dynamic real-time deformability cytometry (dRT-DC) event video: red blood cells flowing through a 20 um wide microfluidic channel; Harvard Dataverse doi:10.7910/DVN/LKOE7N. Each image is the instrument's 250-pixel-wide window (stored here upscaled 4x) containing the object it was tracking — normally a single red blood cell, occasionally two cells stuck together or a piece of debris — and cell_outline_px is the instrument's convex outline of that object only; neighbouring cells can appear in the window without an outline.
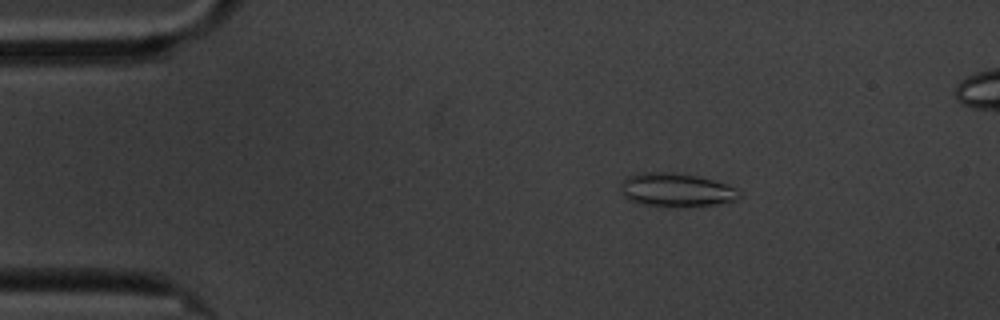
{"species": "common noctule bat (a hibernating species)", "species_latin": "Nyctalus noctula", "temperature_condition": "cold", "stored_images_in_passage": 58, "camera_frame_rate_fps": 3000, "um_per_image_px": 0.085, "animal": {"sex": "male", "body_mass_g": 20.1, "forearm_length_mm": 53.5}, "frame": {"image": 1, "passage_image": 10, "time_ms": 3.0, "image_size_px": [1000, 320], "cell_outline_px": [[740, 196], [736, 200], [720, 204], [644, 204], [628, 200], [620, 192], [624, 180], [628, 176], [640, 172], [676, 172], [700, 176], [724, 184], [740, 192]], "centroid_in_image_um": [57.45, 16.09], "position_along_channel_um": 27.6, "area_um2": 22.31}}
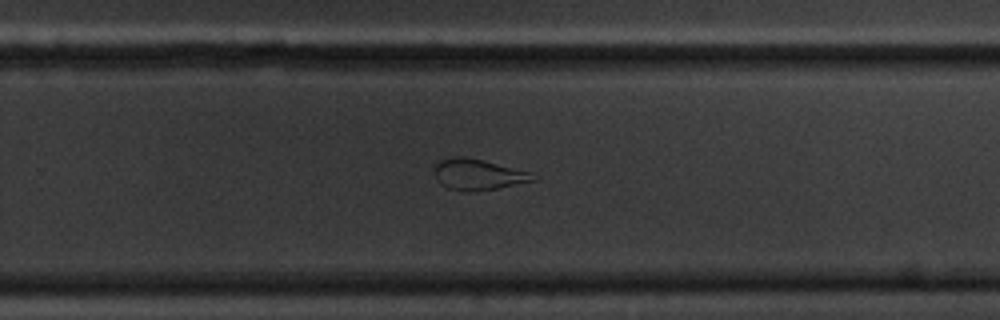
{"frame": {"image": 2, "passage_image": 38, "time_ms": 12.333, "image_size_px": [1000, 320], "cell_outline_px": [[540, 176], [536, 180], [496, 188], [468, 192], [448, 188], [440, 184], [436, 180], [436, 164], [440, 160], [456, 156], [460, 156], [484, 160], [528, 172]], "centroid_in_image_um": [40.64, 14.83], "position_along_channel_um": 289.2, "area_um2": 17.51}}
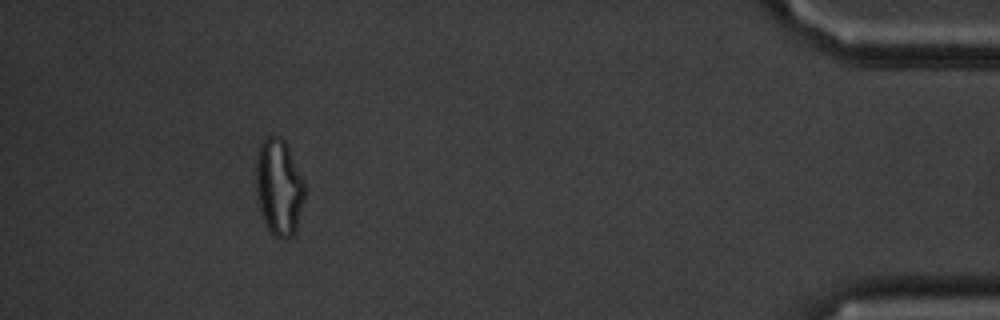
{"frame": {"image": 3, "passage_image": 54, "time_ms": 17.667, "image_size_px": [1000, 320], "cell_outline_px": [[304, 200], [296, 228], [292, 236], [288, 240], [280, 240], [272, 236], [264, 220], [260, 208], [256, 188], [256, 160], [260, 140], [268, 136], [280, 136], [284, 140], [304, 180]], "centroid_in_image_um": [23.7, 15.92], "position_along_channel_um": 411.5, "area_um2": 27.46}}